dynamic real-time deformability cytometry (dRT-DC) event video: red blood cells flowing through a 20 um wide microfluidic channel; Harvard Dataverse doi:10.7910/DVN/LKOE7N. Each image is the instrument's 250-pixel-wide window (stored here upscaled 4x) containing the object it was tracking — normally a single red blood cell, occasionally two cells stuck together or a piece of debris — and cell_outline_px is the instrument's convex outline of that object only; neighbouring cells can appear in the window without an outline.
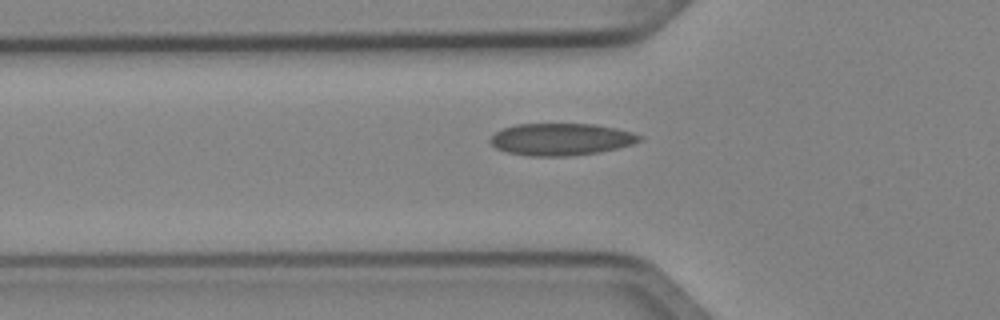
{"species": "Egyptian fruit bat (a non-hibernating species)", "species_latin": "Rousettus aegyptiacus", "temperature_condition": "cold", "stored_images_in_passage": 37, "camera_frame_rate_fps": 3000, "um_per_image_px": 0.085, "animal": {"sex": "female"}, "frame": {"image": 1, "passage_image": 6, "time_ms": 1.667, "image_size_px": [1000, 320], "cell_outline_px": [[644, 136], [640, 140], [632, 144], [600, 152], [568, 156], [532, 156], [508, 152], [496, 148], [488, 140], [496, 132], [504, 128], [516, 124], [596, 124], [616, 128], [632, 132]], "centroid_in_image_um": [47.7, 11.83], "position_along_channel_um": 78.1, "area_um2": 27.8}}
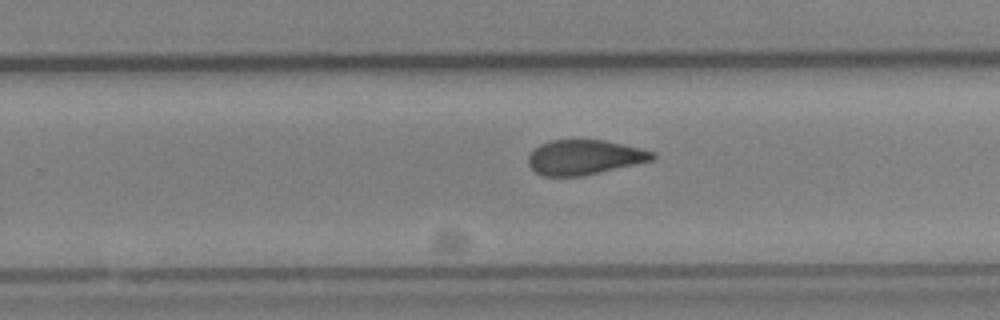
{"frame": {"image": 2, "passage_image": 21, "time_ms": 6.667, "image_size_px": [1000, 320], "cell_outline_px": [[656, 156], [652, 160], [636, 164], [580, 176], [544, 176], [536, 172], [528, 164], [528, 156], [540, 144], [548, 140], [604, 140], [640, 148], [656, 152]], "centroid_in_image_um": [49.67, 13.36], "position_along_channel_um": 280.1, "area_um2": 24.97}}
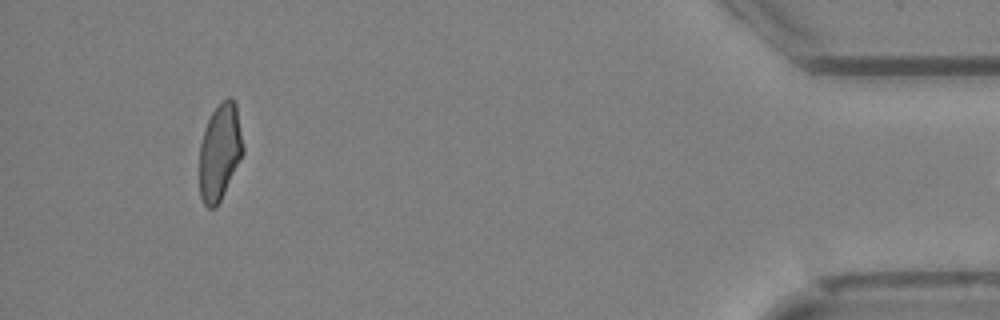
{"frame": {"image": 3, "passage_image": 36, "time_ms": 11.667, "image_size_px": [1000, 320], "cell_outline_px": [[244, 152], [216, 208], [208, 208], [204, 204], [200, 196], [200, 144], [208, 120], [212, 112], [220, 100], [228, 96], [232, 96], [236, 104], [244, 144]], "centroid_in_image_um": [18.7, 12.86], "position_along_channel_um": 416.5, "area_um2": 24.57}}